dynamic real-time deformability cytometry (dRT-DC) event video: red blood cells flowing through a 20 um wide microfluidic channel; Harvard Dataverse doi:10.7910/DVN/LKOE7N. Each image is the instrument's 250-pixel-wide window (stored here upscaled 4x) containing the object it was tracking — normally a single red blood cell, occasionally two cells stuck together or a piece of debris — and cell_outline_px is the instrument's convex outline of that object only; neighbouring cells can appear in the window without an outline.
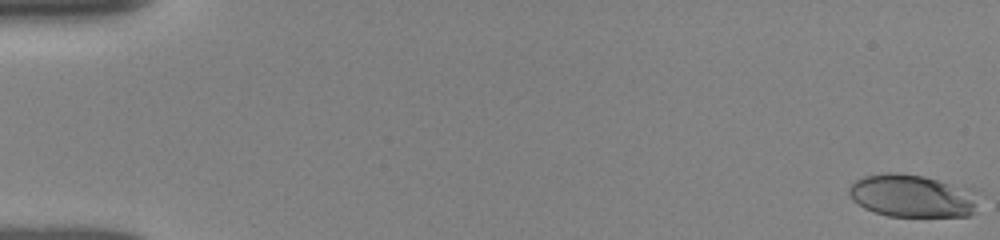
{"species": "human", "species_latin": "Homo sapiens", "temperature_condition": "room temperature", "stored_images_in_passage": 47, "camera_frame_rate_fps": 3000, "um_per_image_px": 0.085, "donor": {"sex": "female"}, "frame": {"image": 1, "passage_image": 1, "time_ms": 0.0, "image_size_px": [1000, 240], "cell_outline_px": [[980, 192], [976, 212], [968, 216], [888, 216], [864, 208], [852, 200], [848, 192], [848, 188], [856, 180], [864, 176], [884, 172], [896, 172], [924, 176], [980, 188]], "centroid_in_image_um": [77.67, 16.63], "position_along_channel_um": 7.3, "area_um2": 33.35}}
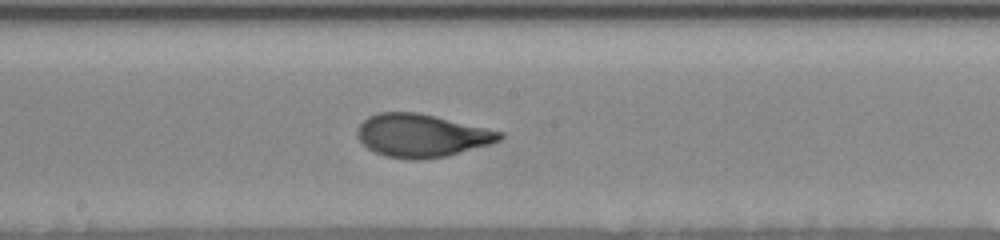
{"frame": {"image": 2, "passage_image": 26, "time_ms": 9.333, "image_size_px": [1000, 240], "cell_outline_px": [[504, 136], [500, 140], [488, 144], [448, 156], [420, 160], [408, 160], [384, 156], [368, 148], [356, 136], [356, 132], [360, 124], [368, 116], [380, 112], [416, 112], [488, 128], [504, 132]], "centroid_in_image_um": [35.82, 11.53], "position_along_channel_um": 212.4, "area_um2": 35.66}}
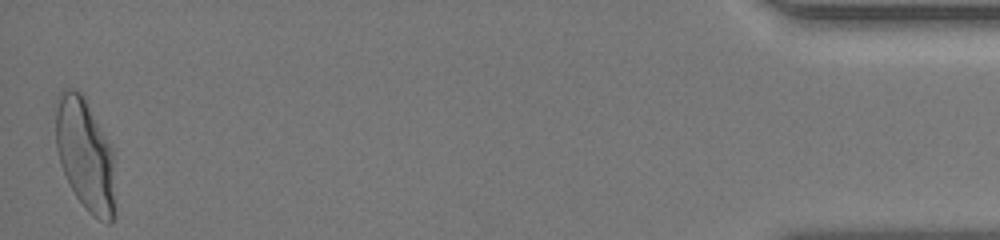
{"frame": {"image": 3, "passage_image": 47, "time_ms": 17.0, "image_size_px": [1000, 240], "cell_outline_px": [[116, 212], [112, 220], [108, 224], [92, 216], [84, 208], [76, 196], [60, 164], [56, 148], [56, 96], [64, 88], [72, 88], [80, 92], [84, 96], [112, 148]], "centroid_in_image_um": [7.25, 13.17], "position_along_channel_um": 428.0, "area_um2": 39.13}, "authors_computed_cell_mechanics": {"area_um2": 34.8534, "velocity_mm_per_s": 3.8992, "shape_relaxation_time_tau1_ms": 3.4974, "shape_relaxation_time_tau2_ms": null, "deformation_change_tau1": 0.1652, "deformation_change_tau2": null}}